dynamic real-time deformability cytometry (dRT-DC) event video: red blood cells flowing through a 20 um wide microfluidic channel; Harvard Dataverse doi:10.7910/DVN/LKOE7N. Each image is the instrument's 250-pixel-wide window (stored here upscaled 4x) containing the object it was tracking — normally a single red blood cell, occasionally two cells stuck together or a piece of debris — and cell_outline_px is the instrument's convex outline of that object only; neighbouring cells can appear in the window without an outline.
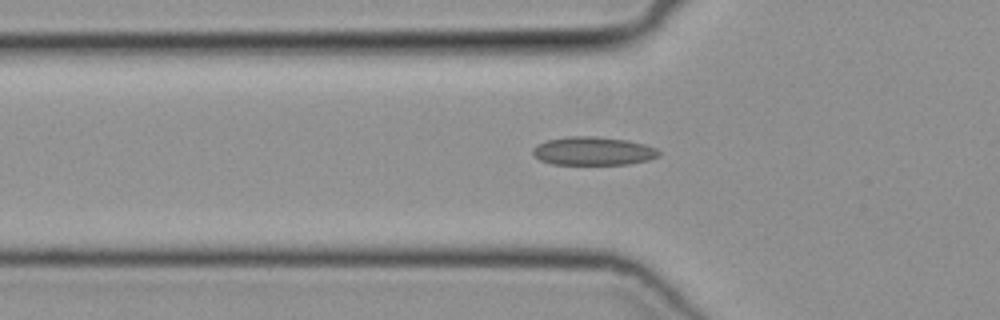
{"species": "common noctule bat (a hibernating species)", "species_latin": "Nyctalus noctula", "temperature_condition": "cold", "stored_images_in_passage": 32, "camera_frame_rate_fps": 3000, "um_per_image_px": 0.085, "animal": {"sex": "female", "body_mass_g": 19.3, "forearm_length_mm": 54.1}, "frame": {"image": 1, "passage_image": 5, "time_ms": 1.333, "image_size_px": [1000, 320], "cell_outline_px": [[660, 152], [656, 156], [648, 160], [628, 164], [552, 164], [540, 160], [532, 152], [532, 148], [536, 144], [548, 140], [568, 136], [596, 136], [628, 140], [644, 144], [656, 148]], "centroid_in_image_um": [50.39, 12.83], "position_along_channel_um": 75.4, "area_um2": 20.81}}
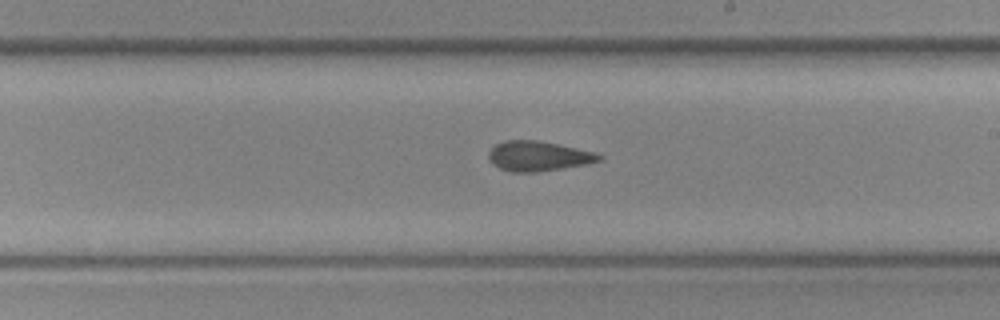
{"frame": {"image": 2, "passage_image": 17, "time_ms": 5.333, "image_size_px": [1000, 320], "cell_outline_px": [[604, 160], [588, 164], [564, 168], [536, 172], [512, 172], [500, 168], [492, 164], [488, 160], [488, 152], [496, 144], [504, 140], [536, 140], [556, 144], [592, 152], [604, 156]], "centroid_in_image_um": [45.74, 13.28], "position_along_channel_um": 243.3, "area_um2": 19.25}}
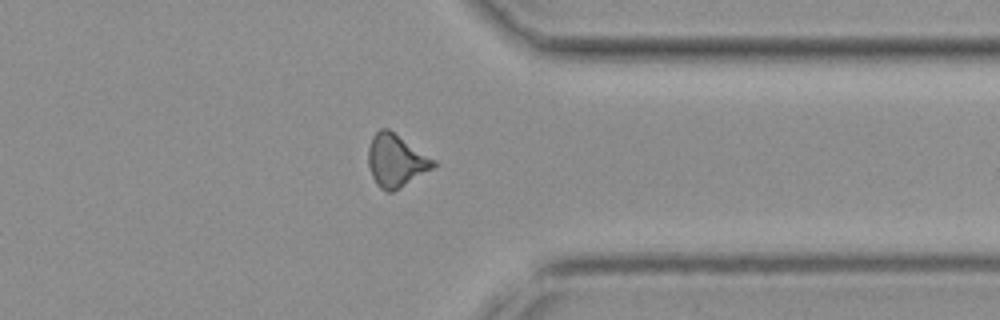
{"frame": {"image": 3, "passage_image": 27, "time_ms": 8.667, "image_size_px": [1000, 320], "cell_outline_px": [[436, 164], [432, 168], [400, 188], [392, 192], [388, 192], [380, 188], [376, 184], [372, 176], [368, 164], [368, 148], [372, 136], [380, 128], [388, 128], [436, 160]], "centroid_in_image_um": [33.64, 13.64], "position_along_channel_um": 377.8, "area_um2": 19.88}}